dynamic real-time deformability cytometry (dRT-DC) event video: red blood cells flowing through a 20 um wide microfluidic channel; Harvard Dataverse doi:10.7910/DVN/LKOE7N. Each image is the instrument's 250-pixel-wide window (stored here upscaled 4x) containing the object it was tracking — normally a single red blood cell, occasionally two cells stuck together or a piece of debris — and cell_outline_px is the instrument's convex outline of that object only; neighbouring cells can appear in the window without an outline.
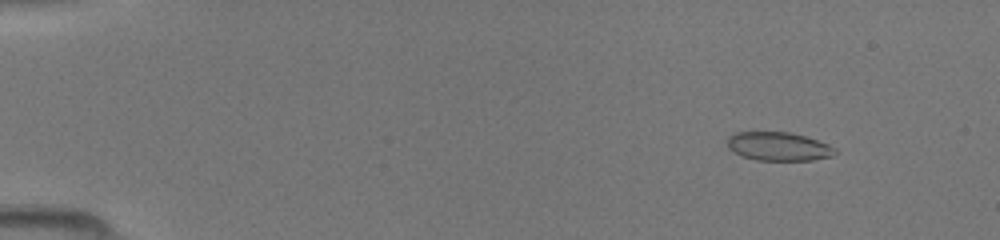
{"species": "common noctule bat (a hibernating species)", "species_latin": "Nyctalus noctula", "temperature_condition": "room temperature", "stored_images_in_passage": 49, "camera_frame_rate_fps": 3000, "um_per_image_px": 0.085, "animal": {"sex": "female", "body_mass_g": 19.5, "forearm_length_mm": 54.1}, "frame": {"image": 1, "passage_image": 6, "time_ms": 1.667, "image_size_px": [1000, 240], "cell_outline_px": [[836, 152], [832, 156], [812, 160], [756, 160], [744, 156], [728, 148], [728, 136], [736, 132], [788, 132], [804, 136], [828, 144], [836, 148]], "centroid_in_image_um": [66.18, 12.44], "position_along_channel_um": 18.8, "area_um2": 17.74}}
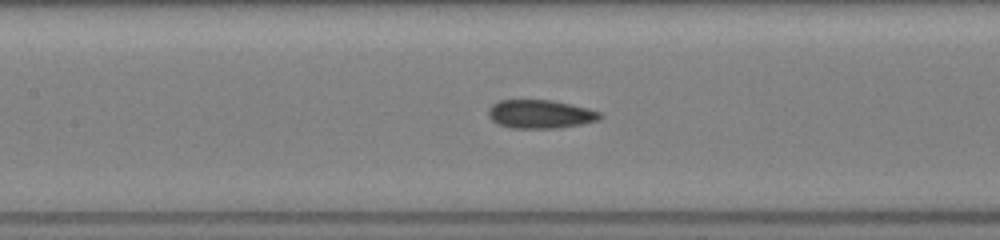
{"frame": {"image": 2, "passage_image": 24, "time_ms": 7.667, "image_size_px": [1000, 240], "cell_outline_px": [[604, 116], [600, 120], [580, 124], [556, 128], [512, 128], [496, 124], [488, 116], [488, 108], [492, 104], [500, 100], [552, 100], [572, 104], [588, 108], [600, 112]], "centroid_in_image_um": [45.92, 9.7], "position_along_channel_um": 161.5, "area_um2": 18.73}}
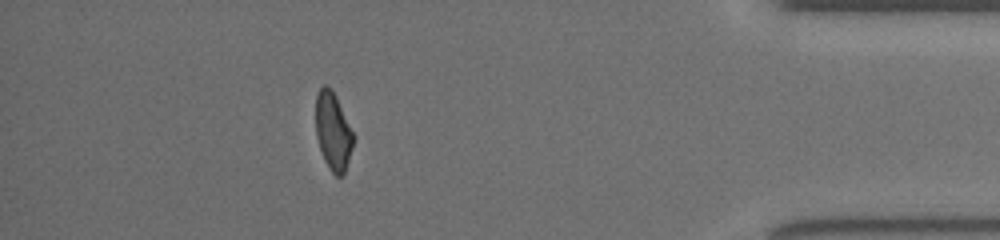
{"frame": {"image": 3, "passage_image": 44, "time_ms": 14.333, "image_size_px": [1000, 240], "cell_outline_px": [[356, 136], [344, 172], [340, 176], [336, 176], [332, 172], [324, 160], [316, 136], [316, 96], [320, 88], [324, 84], [332, 88]], "centroid_in_image_um": [28.32, 11.13], "position_along_channel_um": 406.9, "area_um2": 17.11}}